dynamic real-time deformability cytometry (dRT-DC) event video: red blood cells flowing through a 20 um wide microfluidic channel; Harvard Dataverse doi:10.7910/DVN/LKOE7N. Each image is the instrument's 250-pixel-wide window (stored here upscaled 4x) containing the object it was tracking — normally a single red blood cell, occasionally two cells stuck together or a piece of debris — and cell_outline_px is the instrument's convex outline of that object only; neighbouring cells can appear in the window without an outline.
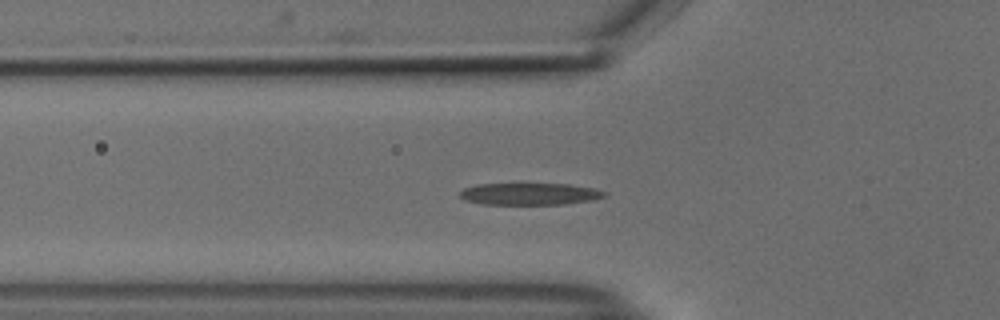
{"species": "common noctule bat (a hibernating species)", "species_latin": "Nyctalus noctula", "temperature_condition": "cold", "stored_images_in_passage": 38, "segment_of_instrument_passage": [1, 2], "camera_frame_rate_fps": 3000, "um_per_image_px": 0.085, "animal": {"sex": "male", "body_mass_g": 18.8}, "frame": {"image": 1, "passage_image": 2, "time_ms": 0.333, "image_size_px": [1000, 320], "cell_outline_px": [[608, 196], [592, 200], [564, 204], [484, 204], [464, 200], [460, 196], [460, 192], [464, 188], [476, 184], [568, 184], [592, 188], [608, 192]], "centroid_in_image_um": [45.04, 16.48], "position_along_channel_um": 80.8, "area_um2": 18.44}}
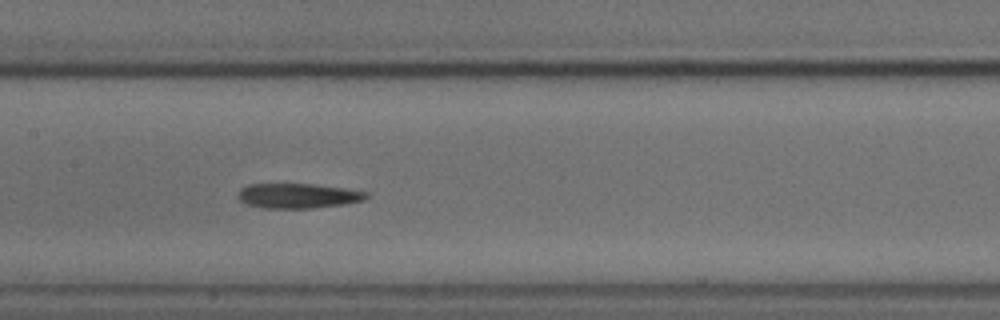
{"frame": {"image": 2, "passage_image": 10, "time_ms": 3.0, "image_size_px": [1000, 320], "cell_outline_px": [[368, 196], [364, 200], [344, 204], [312, 208], [264, 208], [248, 204], [240, 200], [236, 196], [240, 188], [248, 184], [312, 184], [368, 192]], "centroid_in_image_um": [25.28, 16.64], "position_along_channel_um": 182.1, "area_um2": 18.44}}
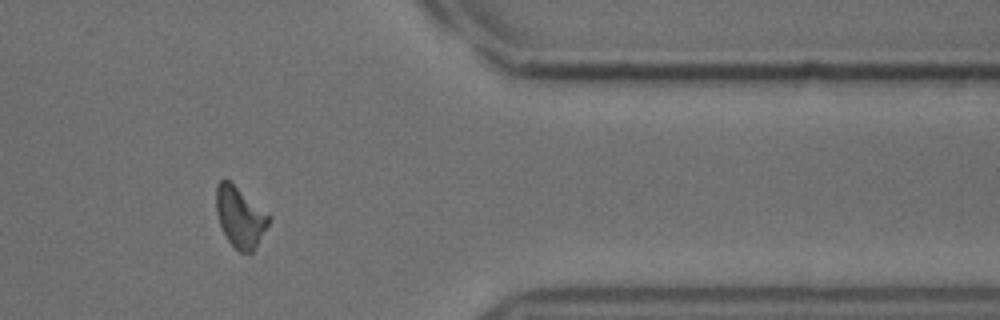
{"frame": {"image": 3, "passage_image": 28, "time_ms": 9.0, "image_size_px": [1000, 320], "cell_outline_px": [[272, 220], [252, 252], [240, 252], [232, 248], [220, 224], [216, 212], [216, 184], [224, 176], [272, 216]], "centroid_in_image_um": [20.41, 18.42], "position_along_channel_um": 391.0, "area_um2": 18.79}}